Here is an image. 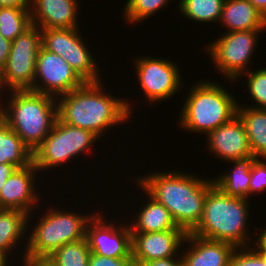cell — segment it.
<instances>
[{"mask_svg": "<svg viewBox=\"0 0 266 266\" xmlns=\"http://www.w3.org/2000/svg\"><path fill=\"white\" fill-rule=\"evenodd\" d=\"M181 171L152 172L134 181L171 213L178 227L191 233L204 213L207 190L214 184L211 180ZM142 177V178H141ZM206 179V180H205Z\"/></svg>", "mask_w": 266, "mask_h": 266, "instance_id": "1", "label": "cell"}, {"mask_svg": "<svg viewBox=\"0 0 266 266\" xmlns=\"http://www.w3.org/2000/svg\"><path fill=\"white\" fill-rule=\"evenodd\" d=\"M102 82H85L81 87L58 96V119L68 125L89 130L99 138L111 126L129 120L133 112L132 103L127 98L121 99L105 93Z\"/></svg>", "mask_w": 266, "mask_h": 266, "instance_id": "2", "label": "cell"}, {"mask_svg": "<svg viewBox=\"0 0 266 266\" xmlns=\"http://www.w3.org/2000/svg\"><path fill=\"white\" fill-rule=\"evenodd\" d=\"M10 100L0 107V117L33 152L49 135L58 119L56 97L31 90L7 91Z\"/></svg>", "mask_w": 266, "mask_h": 266, "instance_id": "3", "label": "cell"}, {"mask_svg": "<svg viewBox=\"0 0 266 266\" xmlns=\"http://www.w3.org/2000/svg\"><path fill=\"white\" fill-rule=\"evenodd\" d=\"M249 208L248 199L227 195L213 184L207 190L201 221L191 233L205 239L227 242L236 248L249 246V238L254 237L246 230V225L250 223L247 220Z\"/></svg>", "mask_w": 266, "mask_h": 266, "instance_id": "4", "label": "cell"}, {"mask_svg": "<svg viewBox=\"0 0 266 266\" xmlns=\"http://www.w3.org/2000/svg\"><path fill=\"white\" fill-rule=\"evenodd\" d=\"M187 96L178 125L191 133L207 135L236 116L237 99L219 83L199 81Z\"/></svg>", "mask_w": 266, "mask_h": 266, "instance_id": "5", "label": "cell"}, {"mask_svg": "<svg viewBox=\"0 0 266 266\" xmlns=\"http://www.w3.org/2000/svg\"><path fill=\"white\" fill-rule=\"evenodd\" d=\"M50 207L38 221L31 226V231L25 244L23 256L49 257L61 246L86 238V227L95 215L77 214L74 211H62Z\"/></svg>", "mask_w": 266, "mask_h": 266, "instance_id": "6", "label": "cell"}, {"mask_svg": "<svg viewBox=\"0 0 266 266\" xmlns=\"http://www.w3.org/2000/svg\"><path fill=\"white\" fill-rule=\"evenodd\" d=\"M99 139L89 130L68 125L57 119L49 135L32 152L33 163L39 174L43 170L47 172L49 168L52 171L54 167L67 164L74 157L83 155L82 152L92 151V146L98 143Z\"/></svg>", "mask_w": 266, "mask_h": 266, "instance_id": "7", "label": "cell"}, {"mask_svg": "<svg viewBox=\"0 0 266 266\" xmlns=\"http://www.w3.org/2000/svg\"><path fill=\"white\" fill-rule=\"evenodd\" d=\"M265 30L225 31L216 41H212L206 51L213 60L215 69H218V72L230 82L237 81L240 76L250 70L248 66L252 61L257 40H259L258 33Z\"/></svg>", "mask_w": 266, "mask_h": 266, "instance_id": "8", "label": "cell"}, {"mask_svg": "<svg viewBox=\"0 0 266 266\" xmlns=\"http://www.w3.org/2000/svg\"><path fill=\"white\" fill-rule=\"evenodd\" d=\"M41 46V29L33 24L12 41L7 63L0 72L3 90L33 88L36 58Z\"/></svg>", "mask_w": 266, "mask_h": 266, "instance_id": "9", "label": "cell"}, {"mask_svg": "<svg viewBox=\"0 0 266 266\" xmlns=\"http://www.w3.org/2000/svg\"><path fill=\"white\" fill-rule=\"evenodd\" d=\"M78 28L41 29V45L44 49L60 55L84 82L102 81L99 64L90 48L82 40ZM89 48V50H88Z\"/></svg>", "mask_w": 266, "mask_h": 266, "instance_id": "10", "label": "cell"}, {"mask_svg": "<svg viewBox=\"0 0 266 266\" xmlns=\"http://www.w3.org/2000/svg\"><path fill=\"white\" fill-rule=\"evenodd\" d=\"M133 64L146 101L147 99L151 103L165 101L182 90L180 87L184 81L181 79L182 74L177 67V62L161 57L139 56Z\"/></svg>", "mask_w": 266, "mask_h": 266, "instance_id": "11", "label": "cell"}, {"mask_svg": "<svg viewBox=\"0 0 266 266\" xmlns=\"http://www.w3.org/2000/svg\"><path fill=\"white\" fill-rule=\"evenodd\" d=\"M84 83L63 57L40 47L31 91L58 98Z\"/></svg>", "mask_w": 266, "mask_h": 266, "instance_id": "12", "label": "cell"}, {"mask_svg": "<svg viewBox=\"0 0 266 266\" xmlns=\"http://www.w3.org/2000/svg\"><path fill=\"white\" fill-rule=\"evenodd\" d=\"M103 217L97 211L87 224L86 240L91 253L111 258L132 257L129 224L117 225L116 221L108 222Z\"/></svg>", "mask_w": 266, "mask_h": 266, "instance_id": "13", "label": "cell"}, {"mask_svg": "<svg viewBox=\"0 0 266 266\" xmlns=\"http://www.w3.org/2000/svg\"><path fill=\"white\" fill-rule=\"evenodd\" d=\"M186 235L183 229L131 233L132 258L137 265L161 258L182 257L179 251L184 245Z\"/></svg>", "mask_w": 266, "mask_h": 266, "instance_id": "14", "label": "cell"}, {"mask_svg": "<svg viewBox=\"0 0 266 266\" xmlns=\"http://www.w3.org/2000/svg\"><path fill=\"white\" fill-rule=\"evenodd\" d=\"M37 173L39 171L33 162L27 167L17 168L1 188L0 209H18L28 215L35 211L34 207L41 205L39 193L36 191L38 189L35 187L36 178L39 177Z\"/></svg>", "mask_w": 266, "mask_h": 266, "instance_id": "15", "label": "cell"}, {"mask_svg": "<svg viewBox=\"0 0 266 266\" xmlns=\"http://www.w3.org/2000/svg\"><path fill=\"white\" fill-rule=\"evenodd\" d=\"M208 150L222 161H233L252 156L246 131L236 115L230 121L206 135Z\"/></svg>", "mask_w": 266, "mask_h": 266, "instance_id": "16", "label": "cell"}, {"mask_svg": "<svg viewBox=\"0 0 266 266\" xmlns=\"http://www.w3.org/2000/svg\"><path fill=\"white\" fill-rule=\"evenodd\" d=\"M79 0H30V16L33 25L40 29L79 28L77 9Z\"/></svg>", "mask_w": 266, "mask_h": 266, "instance_id": "17", "label": "cell"}, {"mask_svg": "<svg viewBox=\"0 0 266 266\" xmlns=\"http://www.w3.org/2000/svg\"><path fill=\"white\" fill-rule=\"evenodd\" d=\"M184 243H188V248L180 253L185 266H229L236 249L230 243L205 239L192 233H187Z\"/></svg>", "mask_w": 266, "mask_h": 266, "instance_id": "18", "label": "cell"}, {"mask_svg": "<svg viewBox=\"0 0 266 266\" xmlns=\"http://www.w3.org/2000/svg\"><path fill=\"white\" fill-rule=\"evenodd\" d=\"M218 23L227 32L266 29L265 17L248 0H225Z\"/></svg>", "mask_w": 266, "mask_h": 266, "instance_id": "19", "label": "cell"}, {"mask_svg": "<svg viewBox=\"0 0 266 266\" xmlns=\"http://www.w3.org/2000/svg\"><path fill=\"white\" fill-rule=\"evenodd\" d=\"M148 197L145 206L138 211L136 220L129 221L131 233L160 232L172 229H181L173 219L169 210L151 197L144 189ZM134 221V222H133ZM131 223V224H130Z\"/></svg>", "mask_w": 266, "mask_h": 266, "instance_id": "20", "label": "cell"}, {"mask_svg": "<svg viewBox=\"0 0 266 266\" xmlns=\"http://www.w3.org/2000/svg\"><path fill=\"white\" fill-rule=\"evenodd\" d=\"M236 115L248 136L252 156L266 159V109L244 107L238 102Z\"/></svg>", "mask_w": 266, "mask_h": 266, "instance_id": "21", "label": "cell"}, {"mask_svg": "<svg viewBox=\"0 0 266 266\" xmlns=\"http://www.w3.org/2000/svg\"><path fill=\"white\" fill-rule=\"evenodd\" d=\"M31 216L18 209H0V252L9 256V260L11 250L19 247L17 244L31 228L28 224L32 221Z\"/></svg>", "mask_w": 266, "mask_h": 266, "instance_id": "22", "label": "cell"}, {"mask_svg": "<svg viewBox=\"0 0 266 266\" xmlns=\"http://www.w3.org/2000/svg\"><path fill=\"white\" fill-rule=\"evenodd\" d=\"M255 159L254 156H249L228 161V163L234 164L233 170L214 178V184L227 195L249 199L250 170Z\"/></svg>", "mask_w": 266, "mask_h": 266, "instance_id": "23", "label": "cell"}, {"mask_svg": "<svg viewBox=\"0 0 266 266\" xmlns=\"http://www.w3.org/2000/svg\"><path fill=\"white\" fill-rule=\"evenodd\" d=\"M32 162V151L0 117V164L11 163L17 168H24Z\"/></svg>", "mask_w": 266, "mask_h": 266, "instance_id": "24", "label": "cell"}, {"mask_svg": "<svg viewBox=\"0 0 266 266\" xmlns=\"http://www.w3.org/2000/svg\"><path fill=\"white\" fill-rule=\"evenodd\" d=\"M225 0H179L178 11L190 21L218 23Z\"/></svg>", "mask_w": 266, "mask_h": 266, "instance_id": "25", "label": "cell"}, {"mask_svg": "<svg viewBox=\"0 0 266 266\" xmlns=\"http://www.w3.org/2000/svg\"><path fill=\"white\" fill-rule=\"evenodd\" d=\"M32 25L30 9L0 7V34L13 41Z\"/></svg>", "mask_w": 266, "mask_h": 266, "instance_id": "26", "label": "cell"}, {"mask_svg": "<svg viewBox=\"0 0 266 266\" xmlns=\"http://www.w3.org/2000/svg\"><path fill=\"white\" fill-rule=\"evenodd\" d=\"M90 254L85 238L61 246L49 257L57 266H88Z\"/></svg>", "mask_w": 266, "mask_h": 266, "instance_id": "27", "label": "cell"}, {"mask_svg": "<svg viewBox=\"0 0 266 266\" xmlns=\"http://www.w3.org/2000/svg\"><path fill=\"white\" fill-rule=\"evenodd\" d=\"M171 0H127L124 8L123 17L130 24L141 23L153 14L157 13L162 7Z\"/></svg>", "mask_w": 266, "mask_h": 266, "instance_id": "28", "label": "cell"}, {"mask_svg": "<svg viewBox=\"0 0 266 266\" xmlns=\"http://www.w3.org/2000/svg\"><path fill=\"white\" fill-rule=\"evenodd\" d=\"M247 76V91L250 98L255 101V105L249 107L266 109V68H261L255 71H248L245 73Z\"/></svg>", "mask_w": 266, "mask_h": 266, "instance_id": "29", "label": "cell"}, {"mask_svg": "<svg viewBox=\"0 0 266 266\" xmlns=\"http://www.w3.org/2000/svg\"><path fill=\"white\" fill-rule=\"evenodd\" d=\"M250 247H237L231 256L229 266H266L261 256Z\"/></svg>", "mask_w": 266, "mask_h": 266, "instance_id": "30", "label": "cell"}, {"mask_svg": "<svg viewBox=\"0 0 266 266\" xmlns=\"http://www.w3.org/2000/svg\"><path fill=\"white\" fill-rule=\"evenodd\" d=\"M263 160V161H262ZM266 159L256 158L251 165L249 198L251 194L260 193L266 190Z\"/></svg>", "mask_w": 266, "mask_h": 266, "instance_id": "31", "label": "cell"}, {"mask_svg": "<svg viewBox=\"0 0 266 266\" xmlns=\"http://www.w3.org/2000/svg\"><path fill=\"white\" fill-rule=\"evenodd\" d=\"M88 266H136V264L132 257L111 258L91 253Z\"/></svg>", "mask_w": 266, "mask_h": 266, "instance_id": "32", "label": "cell"}, {"mask_svg": "<svg viewBox=\"0 0 266 266\" xmlns=\"http://www.w3.org/2000/svg\"><path fill=\"white\" fill-rule=\"evenodd\" d=\"M136 266H185L182 257L161 258L158 260L140 262Z\"/></svg>", "mask_w": 266, "mask_h": 266, "instance_id": "33", "label": "cell"}, {"mask_svg": "<svg viewBox=\"0 0 266 266\" xmlns=\"http://www.w3.org/2000/svg\"><path fill=\"white\" fill-rule=\"evenodd\" d=\"M23 266H57L50 257L23 256Z\"/></svg>", "mask_w": 266, "mask_h": 266, "instance_id": "34", "label": "cell"}, {"mask_svg": "<svg viewBox=\"0 0 266 266\" xmlns=\"http://www.w3.org/2000/svg\"><path fill=\"white\" fill-rule=\"evenodd\" d=\"M12 41L4 38L0 34V72L5 67L9 53L11 50Z\"/></svg>", "mask_w": 266, "mask_h": 266, "instance_id": "35", "label": "cell"}, {"mask_svg": "<svg viewBox=\"0 0 266 266\" xmlns=\"http://www.w3.org/2000/svg\"><path fill=\"white\" fill-rule=\"evenodd\" d=\"M16 169L17 167L11 163L0 164V191L5 181L12 175V173Z\"/></svg>", "mask_w": 266, "mask_h": 266, "instance_id": "36", "label": "cell"}, {"mask_svg": "<svg viewBox=\"0 0 266 266\" xmlns=\"http://www.w3.org/2000/svg\"><path fill=\"white\" fill-rule=\"evenodd\" d=\"M0 7H16L30 9V0H0Z\"/></svg>", "mask_w": 266, "mask_h": 266, "instance_id": "37", "label": "cell"}, {"mask_svg": "<svg viewBox=\"0 0 266 266\" xmlns=\"http://www.w3.org/2000/svg\"><path fill=\"white\" fill-rule=\"evenodd\" d=\"M266 19V0H248Z\"/></svg>", "mask_w": 266, "mask_h": 266, "instance_id": "38", "label": "cell"}, {"mask_svg": "<svg viewBox=\"0 0 266 266\" xmlns=\"http://www.w3.org/2000/svg\"><path fill=\"white\" fill-rule=\"evenodd\" d=\"M252 241H255L252 243V247H254V250L261 256V258L264 260L266 264V249L254 238Z\"/></svg>", "mask_w": 266, "mask_h": 266, "instance_id": "39", "label": "cell"}, {"mask_svg": "<svg viewBox=\"0 0 266 266\" xmlns=\"http://www.w3.org/2000/svg\"><path fill=\"white\" fill-rule=\"evenodd\" d=\"M259 235L257 232H255L257 234V236H259L256 240L266 249V229L264 227V230H263V227L260 229L259 228Z\"/></svg>", "mask_w": 266, "mask_h": 266, "instance_id": "40", "label": "cell"}, {"mask_svg": "<svg viewBox=\"0 0 266 266\" xmlns=\"http://www.w3.org/2000/svg\"><path fill=\"white\" fill-rule=\"evenodd\" d=\"M7 260H8V256L5 253L0 252V266H7L8 264H10L8 262H11V261H7Z\"/></svg>", "mask_w": 266, "mask_h": 266, "instance_id": "41", "label": "cell"}, {"mask_svg": "<svg viewBox=\"0 0 266 266\" xmlns=\"http://www.w3.org/2000/svg\"><path fill=\"white\" fill-rule=\"evenodd\" d=\"M1 91H2V94H3L4 92H3V88H2L1 80H0V93H1ZM1 97H2V95L0 96V100H1ZM0 107H1V104H0Z\"/></svg>", "mask_w": 266, "mask_h": 266, "instance_id": "42", "label": "cell"}]
</instances>
